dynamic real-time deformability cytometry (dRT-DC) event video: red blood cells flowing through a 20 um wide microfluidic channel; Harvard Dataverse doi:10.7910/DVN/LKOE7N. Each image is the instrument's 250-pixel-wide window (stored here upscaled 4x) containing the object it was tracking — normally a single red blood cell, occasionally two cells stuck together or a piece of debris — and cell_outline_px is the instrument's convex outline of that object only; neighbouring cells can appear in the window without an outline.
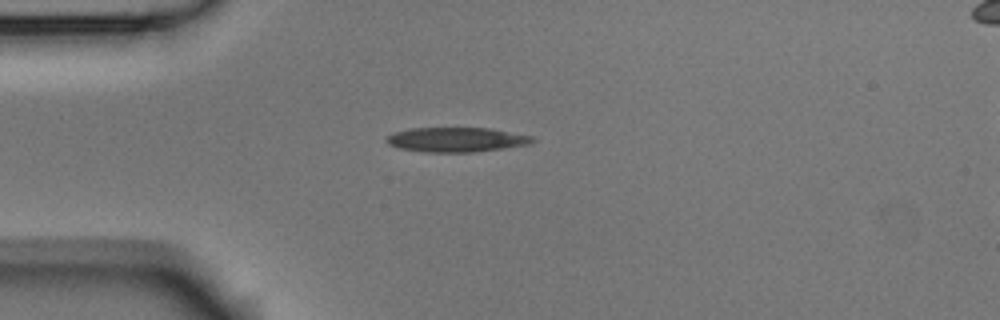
{"species": "Egyptian fruit bat (a non-hibernating species)", "species_latin": "Rousettus aegyptiacus", "temperature_condition": "room temperature", "stored_images_in_passage": 1, "camera_frame_rate_fps": 3000, "um_per_image_px": 0.085, "animal": {"sex": "male"}, "frame": {"image": 1, "passage_image": 1, "time_ms": 0.0, "image_size_px": [1000, 320], "cell_outline_px": [[536, 140], [528, 144], [472, 152], [428, 152], [400, 148], [388, 144], [384, 140], [392, 132], [408, 128], [492, 128], [532, 136]], "centroid_in_image_um": [38.75, 11.85], "position_along_channel_um": 46.3, "area_um2": 20.81}}